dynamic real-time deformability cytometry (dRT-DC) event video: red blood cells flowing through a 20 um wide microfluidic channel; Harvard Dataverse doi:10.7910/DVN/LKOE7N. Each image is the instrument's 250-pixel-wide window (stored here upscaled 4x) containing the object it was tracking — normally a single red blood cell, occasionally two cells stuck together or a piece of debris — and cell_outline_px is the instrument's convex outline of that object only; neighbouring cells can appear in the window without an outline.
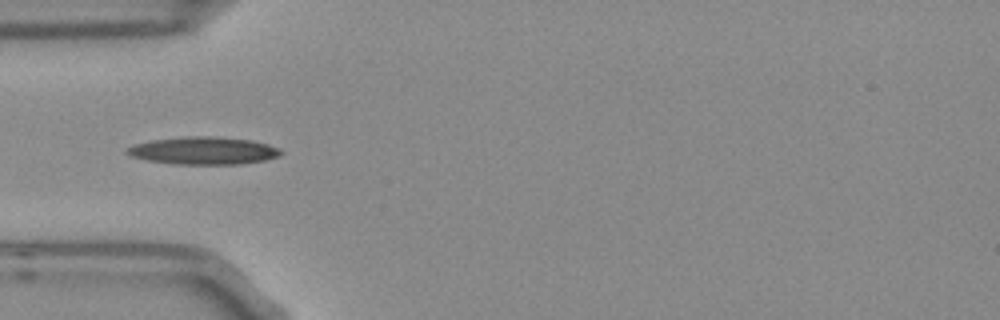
{"species": "Egyptian fruit bat (a non-hibernating species)", "species_latin": "Rousettus aegyptiacus", "temperature_condition": "room temperature", "stored_images_in_passage": 34, "camera_frame_rate_fps": 3000, "um_per_image_px": 0.085, "frame": {"image": 1, "passage_image": 1, "time_ms": 0.0, "image_size_px": [1000, 320], "cell_outline_px": [[284, 152], [280, 156], [264, 160], [240, 164], [172, 164], [148, 160], [132, 156], [124, 152], [124, 148], [136, 144], [152, 140], [184, 136], [208, 136], [252, 140], [268, 144], [280, 148]], "centroid_in_image_um": [17.31, 12.8], "position_along_channel_um": 67.7, "area_um2": 24.8}, "authors_computed_cell_mechanics": {"area_um2": 22.3686, "velocity_mm_per_s": 3.761, "shape_relaxation_time_tau1_ms": 6.1381, "shape_relaxation_time_tau2_ms": null, "deformation_change_tau1": 0.1782, "deformation_change_tau2": null}}